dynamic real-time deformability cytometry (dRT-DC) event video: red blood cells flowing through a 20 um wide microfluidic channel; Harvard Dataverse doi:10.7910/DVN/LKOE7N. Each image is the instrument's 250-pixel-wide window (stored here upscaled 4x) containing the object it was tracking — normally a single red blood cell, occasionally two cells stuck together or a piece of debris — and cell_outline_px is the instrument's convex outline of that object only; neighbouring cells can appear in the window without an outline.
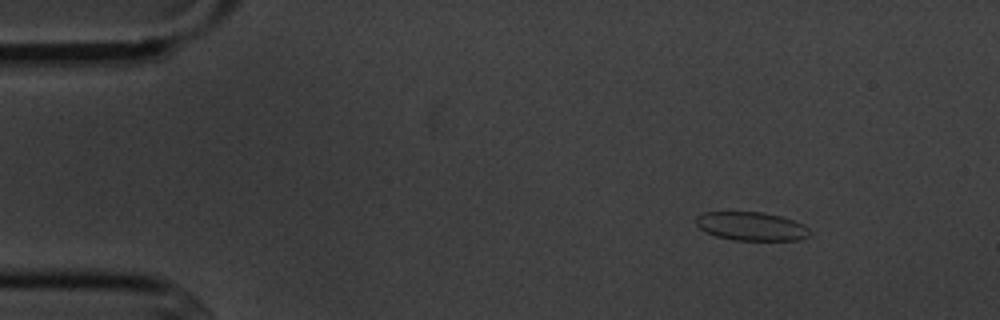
{"species": "common noctule bat (a hibernating species)", "species_latin": "Nyctalus noctula", "temperature_condition": "cold", "stored_images_in_passage": 3, "camera_frame_rate_fps": 3000, "um_per_image_px": 0.085, "animal": {"sex": "male", "body_mass_g": 20.1, "forearm_length_mm": 53.5}, "frame": {"image": 1, "passage_image": 1, "time_ms": 0.0, "image_size_px": [1000, 320], "cell_outline_px": [[812, 232], [808, 236], [800, 240], [732, 240], [716, 236], [700, 228], [696, 224], [696, 216], [704, 212], [760, 212], [780, 216], [804, 224]], "centroid_in_image_um": [63.88, 19.24], "position_along_channel_um": 21.1, "area_um2": 18.9}}